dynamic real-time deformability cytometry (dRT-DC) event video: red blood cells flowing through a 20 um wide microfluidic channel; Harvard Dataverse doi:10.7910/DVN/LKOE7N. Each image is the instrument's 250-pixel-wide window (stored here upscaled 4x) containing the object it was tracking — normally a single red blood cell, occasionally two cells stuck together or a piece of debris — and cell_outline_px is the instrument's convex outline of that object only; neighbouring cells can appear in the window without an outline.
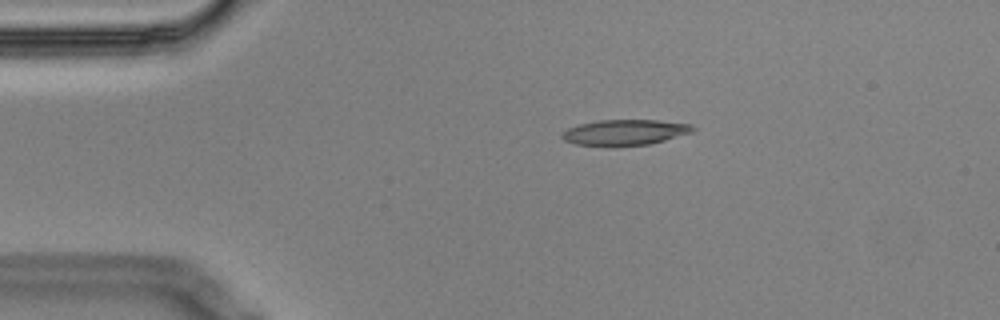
{"species": "Egyptian fruit bat (a non-hibernating species)", "species_latin": "Rousettus aegyptiacus", "temperature_condition": "cold", "stored_images_in_passage": 4, "camera_frame_rate_fps": 3000, "um_per_image_px": 0.085, "animal": {"sex": "male"}, "frame": {"image": 1, "passage_image": 1, "time_ms": 0.0, "image_size_px": [1000, 320], "cell_outline_px": [[696, 128], [692, 132], [664, 140], [648, 144], [616, 148], [576, 144], [564, 140], [560, 136], [568, 128], [580, 124], [600, 120], [656, 120], [692, 124]], "centroid_in_image_um": [53.1, 11.27], "position_along_channel_um": 31.9, "area_um2": 19.83}}
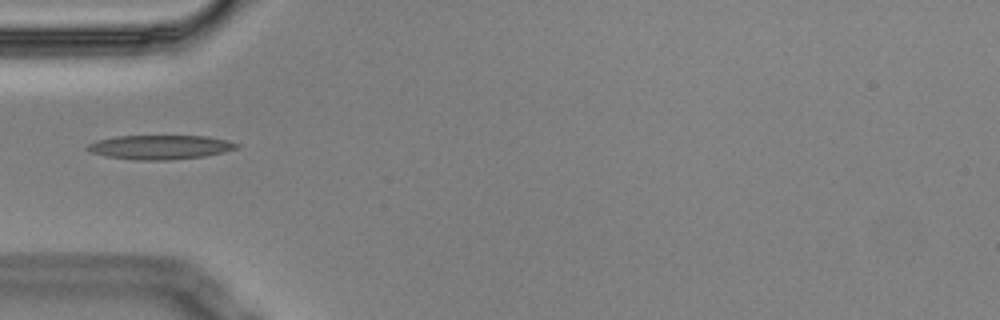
{"frame": {"image": 2, "passage_image": 3, "time_ms": 0.667, "image_size_px": [1000, 320], "cell_outline_px": [[240, 144], [236, 148], [224, 152], [204, 156], [168, 160], [136, 160], [108, 156], [92, 152], [84, 148], [88, 144], [96, 140], [116, 136], [208, 136], [228, 140]], "centroid_in_image_um": [13.61, 12.5], "position_along_channel_um": 71.4, "area_um2": 20.98}}
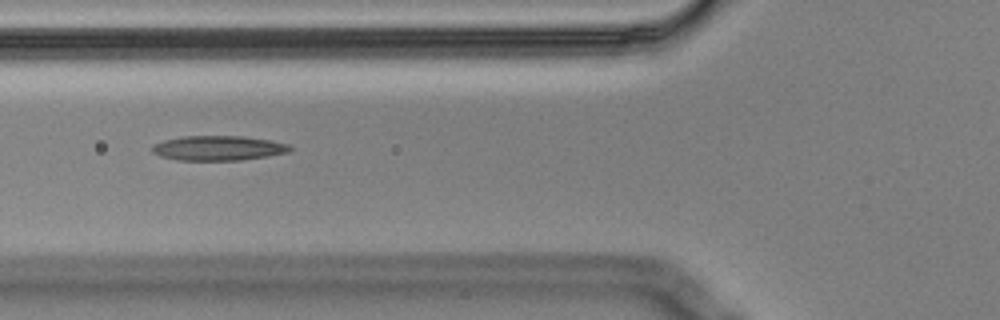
{"frame": {"image": 3, "passage_image": 4, "time_ms": 1.0, "image_size_px": [1000, 320], "cell_outline_px": [[292, 148], [288, 152], [268, 156], [240, 160], [176, 160], [160, 156], [152, 152], [152, 144], [164, 140], [180, 136], [244, 136], [268, 140], [288, 144]], "centroid_in_image_um": [18.51, 12.58], "position_along_channel_um": 107.3, "area_um2": 19.88}}